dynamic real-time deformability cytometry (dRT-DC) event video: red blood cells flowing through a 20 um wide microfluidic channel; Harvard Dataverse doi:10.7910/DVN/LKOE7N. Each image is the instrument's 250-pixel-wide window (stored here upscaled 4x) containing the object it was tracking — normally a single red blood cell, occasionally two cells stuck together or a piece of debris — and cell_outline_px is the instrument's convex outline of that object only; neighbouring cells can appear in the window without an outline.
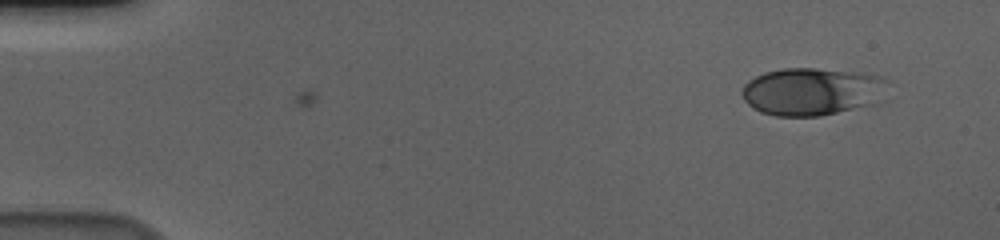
{"species": "human", "species_latin": "Homo sapiens", "temperature_condition": "cold", "stored_images_in_passage": 11, "camera_frame_rate_fps": 3000, "um_per_image_px": 0.085, "donor": {"sex": "male"}, "frame": {"image": 1, "passage_image": 1, "time_ms": 0.0, "image_size_px": [1000, 240], "cell_outline_px": [[888, 80], [876, 104], [820, 116], [776, 116], [760, 112], [752, 108], [744, 100], [740, 92], [744, 84], [748, 80], [764, 72], [784, 68], [816, 68], [880, 76]], "centroid_in_image_um": [68.95, 7.79], "position_along_channel_um": 16.1, "area_um2": 40.34}}